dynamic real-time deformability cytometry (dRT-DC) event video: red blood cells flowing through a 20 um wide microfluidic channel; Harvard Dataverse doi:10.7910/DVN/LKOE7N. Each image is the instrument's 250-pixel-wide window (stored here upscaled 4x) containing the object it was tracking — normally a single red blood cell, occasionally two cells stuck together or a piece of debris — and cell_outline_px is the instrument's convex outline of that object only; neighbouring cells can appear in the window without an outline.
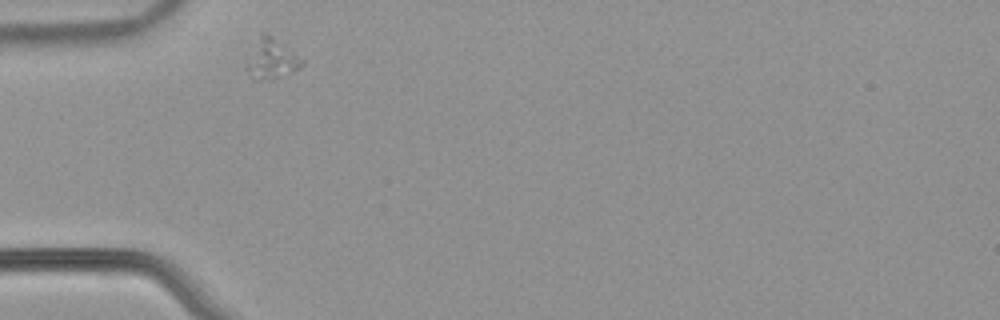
{"species": "common noctule bat (a hibernating species)", "species_latin": "Nyctalus noctula", "temperature_condition": "warm", "stored_images_in_passage": 41, "camera_frame_rate_fps": 3000, "um_per_image_px": 0.085, "animal": {"sex": "male", "body_mass_g": 21.5, "forearm_length_mm": 52.0}, "frame": {"image": 1, "passage_image": 1, "time_ms": 0.0, "image_size_px": [1000, 320], "cell_outline_px": [[304, 64], [300, 68], [276, 76], [256, 80], [252, 80], [248, 68], [248, 64], [260, 36], [264, 32], [268, 32], [304, 60]], "centroid_in_image_um": [23.15, 4.98], "position_along_channel_um": 61.9, "area_um2": 11.91}}
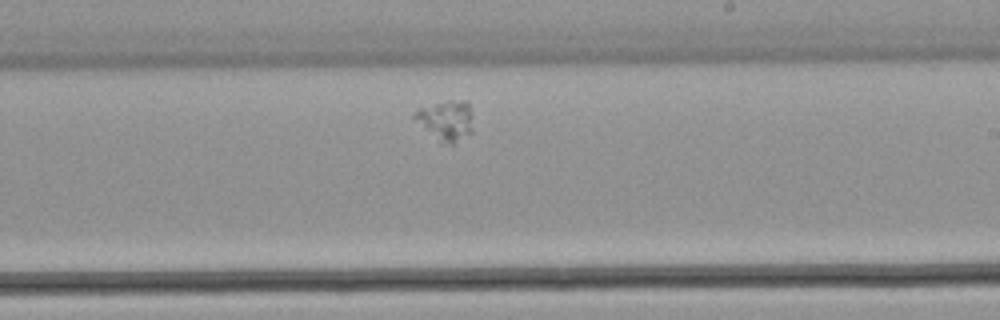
{"frame": {"image": 2, "passage_image": 18, "time_ms": 5.667, "image_size_px": [1000, 320], "cell_outline_px": [[472, 132], [452, 144], [440, 144], [412, 116], [412, 112], [420, 108], [448, 100], [464, 100], [468, 104], [472, 112]], "centroid_in_image_um": [37.92, 10.24], "position_along_channel_um": 251.1, "area_um2": 13.7}}
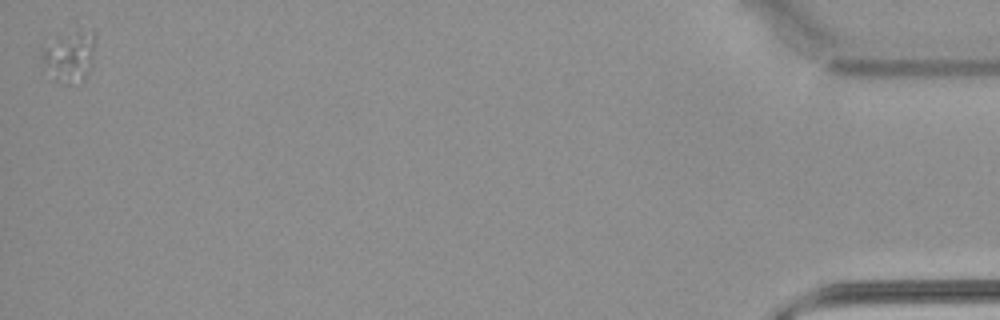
{"frame": {"image": 3, "passage_image": 41, "time_ms": 13.333, "image_size_px": [1000, 320], "cell_outline_px": [[96, 40], [92, 64], [84, 80], [52, 80], [40, 56], [40, 48], [56, 40], [80, 36]], "centroid_in_image_um": [5.84, 4.93], "position_along_channel_um": 429.4, "area_um2": 13.99}}